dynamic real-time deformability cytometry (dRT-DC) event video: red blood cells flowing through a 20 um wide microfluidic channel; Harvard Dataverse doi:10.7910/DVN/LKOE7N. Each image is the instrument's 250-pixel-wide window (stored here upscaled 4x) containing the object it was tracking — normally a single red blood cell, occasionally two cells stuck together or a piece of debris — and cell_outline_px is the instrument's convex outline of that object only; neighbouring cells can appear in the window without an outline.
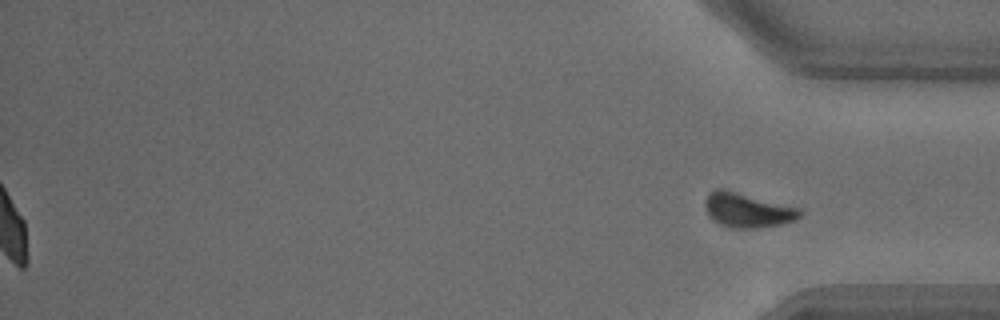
{"species": "common noctule bat (a hibernating species)", "species_latin": "Nyctalus noctula", "temperature_condition": "warm", "stored_images_in_passage": 26, "segment_of_instrument_passage": [2, 2], "camera_frame_rate_fps": 3000, "um_per_image_px": 0.085, "animal": {"sex": "male", "body_mass_g": 18.8}, "frame": {"image": 1, "passage_image": 26, "time_ms": 8.333, "image_size_px": [1000, 320], "cell_outline_px": [[804, 212], [796, 220], [780, 224], [760, 228], [732, 228], [720, 224], [712, 220], [708, 216], [704, 208], [704, 200], [708, 192], [716, 188], [724, 188], [800, 208]], "centroid_in_image_um": [63.5, 17.85], "position_along_channel_um": 371.7, "area_um2": 19.48}}